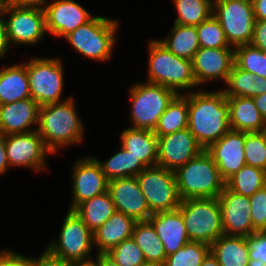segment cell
I'll return each instance as SVG.
<instances>
[{"label":"cell","mask_w":266,"mask_h":266,"mask_svg":"<svg viewBox=\"0 0 266 266\" xmlns=\"http://www.w3.org/2000/svg\"><path fill=\"white\" fill-rule=\"evenodd\" d=\"M188 128L204 150L230 130L229 104L223 91L189 92Z\"/></svg>","instance_id":"obj_1"},{"label":"cell","mask_w":266,"mask_h":266,"mask_svg":"<svg viewBox=\"0 0 266 266\" xmlns=\"http://www.w3.org/2000/svg\"><path fill=\"white\" fill-rule=\"evenodd\" d=\"M37 131L52 153L58 146L80 142L84 128L73 99L70 97L59 103L40 106Z\"/></svg>","instance_id":"obj_2"},{"label":"cell","mask_w":266,"mask_h":266,"mask_svg":"<svg viewBox=\"0 0 266 266\" xmlns=\"http://www.w3.org/2000/svg\"><path fill=\"white\" fill-rule=\"evenodd\" d=\"M175 175L181 200L218 198L225 188V180L206 150L179 167Z\"/></svg>","instance_id":"obj_3"},{"label":"cell","mask_w":266,"mask_h":266,"mask_svg":"<svg viewBox=\"0 0 266 266\" xmlns=\"http://www.w3.org/2000/svg\"><path fill=\"white\" fill-rule=\"evenodd\" d=\"M149 50L148 82L165 86L178 94V89L197 86L192 60L172 54L158 40L150 42Z\"/></svg>","instance_id":"obj_4"},{"label":"cell","mask_w":266,"mask_h":266,"mask_svg":"<svg viewBox=\"0 0 266 266\" xmlns=\"http://www.w3.org/2000/svg\"><path fill=\"white\" fill-rule=\"evenodd\" d=\"M182 213L190 241L211 245L224 235L218 198H198L181 200Z\"/></svg>","instance_id":"obj_5"},{"label":"cell","mask_w":266,"mask_h":266,"mask_svg":"<svg viewBox=\"0 0 266 266\" xmlns=\"http://www.w3.org/2000/svg\"><path fill=\"white\" fill-rule=\"evenodd\" d=\"M177 95L174 90L159 84H135L130 90L133 128L154 131L160 116Z\"/></svg>","instance_id":"obj_6"},{"label":"cell","mask_w":266,"mask_h":266,"mask_svg":"<svg viewBox=\"0 0 266 266\" xmlns=\"http://www.w3.org/2000/svg\"><path fill=\"white\" fill-rule=\"evenodd\" d=\"M118 21L104 16L93 17L65 38L81 55L96 60H108L115 44Z\"/></svg>","instance_id":"obj_7"},{"label":"cell","mask_w":266,"mask_h":266,"mask_svg":"<svg viewBox=\"0 0 266 266\" xmlns=\"http://www.w3.org/2000/svg\"><path fill=\"white\" fill-rule=\"evenodd\" d=\"M212 14L220 22L230 45L236 48L251 44L256 21L252 1L214 0Z\"/></svg>","instance_id":"obj_8"},{"label":"cell","mask_w":266,"mask_h":266,"mask_svg":"<svg viewBox=\"0 0 266 266\" xmlns=\"http://www.w3.org/2000/svg\"><path fill=\"white\" fill-rule=\"evenodd\" d=\"M136 178L152 213L171 211L180 206L175 171L156 165L146 167Z\"/></svg>","instance_id":"obj_9"},{"label":"cell","mask_w":266,"mask_h":266,"mask_svg":"<svg viewBox=\"0 0 266 266\" xmlns=\"http://www.w3.org/2000/svg\"><path fill=\"white\" fill-rule=\"evenodd\" d=\"M30 97L40 106L59 103L63 89V67L60 59L33 58L25 64Z\"/></svg>","instance_id":"obj_10"},{"label":"cell","mask_w":266,"mask_h":266,"mask_svg":"<svg viewBox=\"0 0 266 266\" xmlns=\"http://www.w3.org/2000/svg\"><path fill=\"white\" fill-rule=\"evenodd\" d=\"M57 243L53 242L47 246L53 255L72 264L86 261L90 259L88 256L94 245L93 232L74 210H69Z\"/></svg>","instance_id":"obj_11"},{"label":"cell","mask_w":266,"mask_h":266,"mask_svg":"<svg viewBox=\"0 0 266 266\" xmlns=\"http://www.w3.org/2000/svg\"><path fill=\"white\" fill-rule=\"evenodd\" d=\"M4 13L9 15L4 22L10 43L33 45L47 32L44 9L5 4Z\"/></svg>","instance_id":"obj_12"},{"label":"cell","mask_w":266,"mask_h":266,"mask_svg":"<svg viewBox=\"0 0 266 266\" xmlns=\"http://www.w3.org/2000/svg\"><path fill=\"white\" fill-rule=\"evenodd\" d=\"M5 146L9 165L31 167L36 171L46 168V154L52 153L45 146L37 129L27 133L6 135Z\"/></svg>","instance_id":"obj_13"},{"label":"cell","mask_w":266,"mask_h":266,"mask_svg":"<svg viewBox=\"0 0 266 266\" xmlns=\"http://www.w3.org/2000/svg\"><path fill=\"white\" fill-rule=\"evenodd\" d=\"M157 138V165L168 170L176 171L204 150L188 127Z\"/></svg>","instance_id":"obj_14"},{"label":"cell","mask_w":266,"mask_h":266,"mask_svg":"<svg viewBox=\"0 0 266 266\" xmlns=\"http://www.w3.org/2000/svg\"><path fill=\"white\" fill-rule=\"evenodd\" d=\"M218 200L224 235L247 237L257 232L252 224L249 197L237 194L225 186Z\"/></svg>","instance_id":"obj_15"},{"label":"cell","mask_w":266,"mask_h":266,"mask_svg":"<svg viewBox=\"0 0 266 266\" xmlns=\"http://www.w3.org/2000/svg\"><path fill=\"white\" fill-rule=\"evenodd\" d=\"M108 191L116 211L136 221H147L153 214L140 190L136 177L118 178L108 181Z\"/></svg>","instance_id":"obj_16"},{"label":"cell","mask_w":266,"mask_h":266,"mask_svg":"<svg viewBox=\"0 0 266 266\" xmlns=\"http://www.w3.org/2000/svg\"><path fill=\"white\" fill-rule=\"evenodd\" d=\"M244 144L245 132L230 129L206 149L225 181L246 165Z\"/></svg>","instance_id":"obj_17"},{"label":"cell","mask_w":266,"mask_h":266,"mask_svg":"<svg viewBox=\"0 0 266 266\" xmlns=\"http://www.w3.org/2000/svg\"><path fill=\"white\" fill-rule=\"evenodd\" d=\"M46 31L66 37L93 17L74 0H55L44 7Z\"/></svg>","instance_id":"obj_18"},{"label":"cell","mask_w":266,"mask_h":266,"mask_svg":"<svg viewBox=\"0 0 266 266\" xmlns=\"http://www.w3.org/2000/svg\"><path fill=\"white\" fill-rule=\"evenodd\" d=\"M234 65V49L201 48L192 59V70L197 85L221 78L227 82Z\"/></svg>","instance_id":"obj_19"},{"label":"cell","mask_w":266,"mask_h":266,"mask_svg":"<svg viewBox=\"0 0 266 266\" xmlns=\"http://www.w3.org/2000/svg\"><path fill=\"white\" fill-rule=\"evenodd\" d=\"M73 172V205L70 210H74L85 200L108 191V180L96 158L76 161Z\"/></svg>","instance_id":"obj_20"},{"label":"cell","mask_w":266,"mask_h":266,"mask_svg":"<svg viewBox=\"0 0 266 266\" xmlns=\"http://www.w3.org/2000/svg\"><path fill=\"white\" fill-rule=\"evenodd\" d=\"M149 221L165 248L166 256L174 254L190 242L182 213L178 208L153 213Z\"/></svg>","instance_id":"obj_21"},{"label":"cell","mask_w":266,"mask_h":266,"mask_svg":"<svg viewBox=\"0 0 266 266\" xmlns=\"http://www.w3.org/2000/svg\"><path fill=\"white\" fill-rule=\"evenodd\" d=\"M39 109L40 105L32 98L0 105V134L31 132L30 126L39 123Z\"/></svg>","instance_id":"obj_22"},{"label":"cell","mask_w":266,"mask_h":266,"mask_svg":"<svg viewBox=\"0 0 266 266\" xmlns=\"http://www.w3.org/2000/svg\"><path fill=\"white\" fill-rule=\"evenodd\" d=\"M136 220L122 212L115 213L93 232L98 254L107 253L122 241L132 237Z\"/></svg>","instance_id":"obj_23"},{"label":"cell","mask_w":266,"mask_h":266,"mask_svg":"<svg viewBox=\"0 0 266 266\" xmlns=\"http://www.w3.org/2000/svg\"><path fill=\"white\" fill-rule=\"evenodd\" d=\"M229 104V125L231 130L252 133L263 132L266 122L252 98L227 97Z\"/></svg>","instance_id":"obj_24"},{"label":"cell","mask_w":266,"mask_h":266,"mask_svg":"<svg viewBox=\"0 0 266 266\" xmlns=\"http://www.w3.org/2000/svg\"><path fill=\"white\" fill-rule=\"evenodd\" d=\"M120 139L122 147L139 158L146 167L157 165L158 138L154 131L131 127L121 133Z\"/></svg>","instance_id":"obj_25"},{"label":"cell","mask_w":266,"mask_h":266,"mask_svg":"<svg viewBox=\"0 0 266 266\" xmlns=\"http://www.w3.org/2000/svg\"><path fill=\"white\" fill-rule=\"evenodd\" d=\"M220 266H252L246 237L222 235L210 245Z\"/></svg>","instance_id":"obj_26"},{"label":"cell","mask_w":266,"mask_h":266,"mask_svg":"<svg viewBox=\"0 0 266 266\" xmlns=\"http://www.w3.org/2000/svg\"><path fill=\"white\" fill-rule=\"evenodd\" d=\"M31 98L25 64H16L0 71V105Z\"/></svg>","instance_id":"obj_27"},{"label":"cell","mask_w":266,"mask_h":266,"mask_svg":"<svg viewBox=\"0 0 266 266\" xmlns=\"http://www.w3.org/2000/svg\"><path fill=\"white\" fill-rule=\"evenodd\" d=\"M74 211L84 224L94 232L115 213L116 208L109 191H106L85 200Z\"/></svg>","instance_id":"obj_28"},{"label":"cell","mask_w":266,"mask_h":266,"mask_svg":"<svg viewBox=\"0 0 266 266\" xmlns=\"http://www.w3.org/2000/svg\"><path fill=\"white\" fill-rule=\"evenodd\" d=\"M158 41L172 54L187 60H192L195 53L200 49L196 26L174 23L171 35Z\"/></svg>","instance_id":"obj_29"},{"label":"cell","mask_w":266,"mask_h":266,"mask_svg":"<svg viewBox=\"0 0 266 266\" xmlns=\"http://www.w3.org/2000/svg\"><path fill=\"white\" fill-rule=\"evenodd\" d=\"M188 127V93L178 94L160 116L154 129L157 137Z\"/></svg>","instance_id":"obj_30"},{"label":"cell","mask_w":266,"mask_h":266,"mask_svg":"<svg viewBox=\"0 0 266 266\" xmlns=\"http://www.w3.org/2000/svg\"><path fill=\"white\" fill-rule=\"evenodd\" d=\"M132 238L141 248L146 262H165V248L149 220L136 222Z\"/></svg>","instance_id":"obj_31"},{"label":"cell","mask_w":266,"mask_h":266,"mask_svg":"<svg viewBox=\"0 0 266 266\" xmlns=\"http://www.w3.org/2000/svg\"><path fill=\"white\" fill-rule=\"evenodd\" d=\"M96 160L99 162L102 172L108 181L118 178L136 177L146 168L139 158L134 157L130 154V151H126L123 147H121L119 152L110 157L106 163H102L98 159Z\"/></svg>","instance_id":"obj_32"},{"label":"cell","mask_w":266,"mask_h":266,"mask_svg":"<svg viewBox=\"0 0 266 266\" xmlns=\"http://www.w3.org/2000/svg\"><path fill=\"white\" fill-rule=\"evenodd\" d=\"M265 183L266 171L246 164L225 181V186L237 194L251 197L264 188Z\"/></svg>","instance_id":"obj_33"},{"label":"cell","mask_w":266,"mask_h":266,"mask_svg":"<svg viewBox=\"0 0 266 266\" xmlns=\"http://www.w3.org/2000/svg\"><path fill=\"white\" fill-rule=\"evenodd\" d=\"M211 0H174L178 18L174 23L179 25L197 26L208 19L213 13Z\"/></svg>","instance_id":"obj_34"},{"label":"cell","mask_w":266,"mask_h":266,"mask_svg":"<svg viewBox=\"0 0 266 266\" xmlns=\"http://www.w3.org/2000/svg\"><path fill=\"white\" fill-rule=\"evenodd\" d=\"M234 64L242 70L266 78V52L252 44L234 48Z\"/></svg>","instance_id":"obj_35"},{"label":"cell","mask_w":266,"mask_h":266,"mask_svg":"<svg viewBox=\"0 0 266 266\" xmlns=\"http://www.w3.org/2000/svg\"><path fill=\"white\" fill-rule=\"evenodd\" d=\"M209 252V244L190 241L174 254L167 256L165 264L166 266H200Z\"/></svg>","instance_id":"obj_36"},{"label":"cell","mask_w":266,"mask_h":266,"mask_svg":"<svg viewBox=\"0 0 266 266\" xmlns=\"http://www.w3.org/2000/svg\"><path fill=\"white\" fill-rule=\"evenodd\" d=\"M196 29L201 48H230L225 32L213 14Z\"/></svg>","instance_id":"obj_37"},{"label":"cell","mask_w":266,"mask_h":266,"mask_svg":"<svg viewBox=\"0 0 266 266\" xmlns=\"http://www.w3.org/2000/svg\"><path fill=\"white\" fill-rule=\"evenodd\" d=\"M257 75L233 65L226 84L229 88L223 90L226 97H254V80Z\"/></svg>","instance_id":"obj_38"},{"label":"cell","mask_w":266,"mask_h":266,"mask_svg":"<svg viewBox=\"0 0 266 266\" xmlns=\"http://www.w3.org/2000/svg\"><path fill=\"white\" fill-rule=\"evenodd\" d=\"M244 153L247 165L266 171V138L263 132H245Z\"/></svg>","instance_id":"obj_39"},{"label":"cell","mask_w":266,"mask_h":266,"mask_svg":"<svg viewBox=\"0 0 266 266\" xmlns=\"http://www.w3.org/2000/svg\"><path fill=\"white\" fill-rule=\"evenodd\" d=\"M107 254L120 266H141L146 262L141 248L132 237L122 241Z\"/></svg>","instance_id":"obj_40"},{"label":"cell","mask_w":266,"mask_h":266,"mask_svg":"<svg viewBox=\"0 0 266 266\" xmlns=\"http://www.w3.org/2000/svg\"><path fill=\"white\" fill-rule=\"evenodd\" d=\"M249 198L253 228L261 232L266 227V188L258 190Z\"/></svg>","instance_id":"obj_41"},{"label":"cell","mask_w":266,"mask_h":266,"mask_svg":"<svg viewBox=\"0 0 266 266\" xmlns=\"http://www.w3.org/2000/svg\"><path fill=\"white\" fill-rule=\"evenodd\" d=\"M246 241L252 266L266 265V235L255 232L252 236H247Z\"/></svg>","instance_id":"obj_42"},{"label":"cell","mask_w":266,"mask_h":266,"mask_svg":"<svg viewBox=\"0 0 266 266\" xmlns=\"http://www.w3.org/2000/svg\"><path fill=\"white\" fill-rule=\"evenodd\" d=\"M30 266H73L72 263L53 255L47 248L38 259L30 258Z\"/></svg>","instance_id":"obj_43"},{"label":"cell","mask_w":266,"mask_h":266,"mask_svg":"<svg viewBox=\"0 0 266 266\" xmlns=\"http://www.w3.org/2000/svg\"><path fill=\"white\" fill-rule=\"evenodd\" d=\"M0 266H30V257L6 250L0 252Z\"/></svg>","instance_id":"obj_44"},{"label":"cell","mask_w":266,"mask_h":266,"mask_svg":"<svg viewBox=\"0 0 266 266\" xmlns=\"http://www.w3.org/2000/svg\"><path fill=\"white\" fill-rule=\"evenodd\" d=\"M251 44L266 52V21H255Z\"/></svg>","instance_id":"obj_45"},{"label":"cell","mask_w":266,"mask_h":266,"mask_svg":"<svg viewBox=\"0 0 266 266\" xmlns=\"http://www.w3.org/2000/svg\"><path fill=\"white\" fill-rule=\"evenodd\" d=\"M44 3L45 0H5V4L8 5H13L16 7L39 8V9H44L43 7Z\"/></svg>","instance_id":"obj_46"},{"label":"cell","mask_w":266,"mask_h":266,"mask_svg":"<svg viewBox=\"0 0 266 266\" xmlns=\"http://www.w3.org/2000/svg\"><path fill=\"white\" fill-rule=\"evenodd\" d=\"M1 17L2 16H0V57L6 53L10 44L6 31V25Z\"/></svg>","instance_id":"obj_47"},{"label":"cell","mask_w":266,"mask_h":266,"mask_svg":"<svg viewBox=\"0 0 266 266\" xmlns=\"http://www.w3.org/2000/svg\"><path fill=\"white\" fill-rule=\"evenodd\" d=\"M9 162L6 154L5 135L0 134V174L7 171Z\"/></svg>","instance_id":"obj_48"},{"label":"cell","mask_w":266,"mask_h":266,"mask_svg":"<svg viewBox=\"0 0 266 266\" xmlns=\"http://www.w3.org/2000/svg\"><path fill=\"white\" fill-rule=\"evenodd\" d=\"M255 20L266 21V0H252Z\"/></svg>","instance_id":"obj_49"},{"label":"cell","mask_w":266,"mask_h":266,"mask_svg":"<svg viewBox=\"0 0 266 266\" xmlns=\"http://www.w3.org/2000/svg\"><path fill=\"white\" fill-rule=\"evenodd\" d=\"M263 120L266 122V93L252 98Z\"/></svg>","instance_id":"obj_50"},{"label":"cell","mask_w":266,"mask_h":266,"mask_svg":"<svg viewBox=\"0 0 266 266\" xmlns=\"http://www.w3.org/2000/svg\"><path fill=\"white\" fill-rule=\"evenodd\" d=\"M266 93V78L258 76L254 80V97Z\"/></svg>","instance_id":"obj_51"},{"label":"cell","mask_w":266,"mask_h":266,"mask_svg":"<svg viewBox=\"0 0 266 266\" xmlns=\"http://www.w3.org/2000/svg\"><path fill=\"white\" fill-rule=\"evenodd\" d=\"M100 266H120L107 253H99L96 257Z\"/></svg>","instance_id":"obj_52"},{"label":"cell","mask_w":266,"mask_h":266,"mask_svg":"<svg viewBox=\"0 0 266 266\" xmlns=\"http://www.w3.org/2000/svg\"><path fill=\"white\" fill-rule=\"evenodd\" d=\"M200 266H220V265L216 260V258L213 256V254L209 252Z\"/></svg>","instance_id":"obj_53"},{"label":"cell","mask_w":266,"mask_h":266,"mask_svg":"<svg viewBox=\"0 0 266 266\" xmlns=\"http://www.w3.org/2000/svg\"><path fill=\"white\" fill-rule=\"evenodd\" d=\"M73 266H100V263L98 261H94L92 259L86 260V261H78L73 263Z\"/></svg>","instance_id":"obj_54"},{"label":"cell","mask_w":266,"mask_h":266,"mask_svg":"<svg viewBox=\"0 0 266 266\" xmlns=\"http://www.w3.org/2000/svg\"><path fill=\"white\" fill-rule=\"evenodd\" d=\"M141 266H166L165 262H145Z\"/></svg>","instance_id":"obj_55"},{"label":"cell","mask_w":266,"mask_h":266,"mask_svg":"<svg viewBox=\"0 0 266 266\" xmlns=\"http://www.w3.org/2000/svg\"><path fill=\"white\" fill-rule=\"evenodd\" d=\"M4 6H5V0H0V16H2Z\"/></svg>","instance_id":"obj_56"},{"label":"cell","mask_w":266,"mask_h":266,"mask_svg":"<svg viewBox=\"0 0 266 266\" xmlns=\"http://www.w3.org/2000/svg\"><path fill=\"white\" fill-rule=\"evenodd\" d=\"M261 232L266 235V227Z\"/></svg>","instance_id":"obj_57"},{"label":"cell","mask_w":266,"mask_h":266,"mask_svg":"<svg viewBox=\"0 0 266 266\" xmlns=\"http://www.w3.org/2000/svg\"><path fill=\"white\" fill-rule=\"evenodd\" d=\"M263 133H264L265 138H266V127H265V129L263 130Z\"/></svg>","instance_id":"obj_58"}]
</instances>
